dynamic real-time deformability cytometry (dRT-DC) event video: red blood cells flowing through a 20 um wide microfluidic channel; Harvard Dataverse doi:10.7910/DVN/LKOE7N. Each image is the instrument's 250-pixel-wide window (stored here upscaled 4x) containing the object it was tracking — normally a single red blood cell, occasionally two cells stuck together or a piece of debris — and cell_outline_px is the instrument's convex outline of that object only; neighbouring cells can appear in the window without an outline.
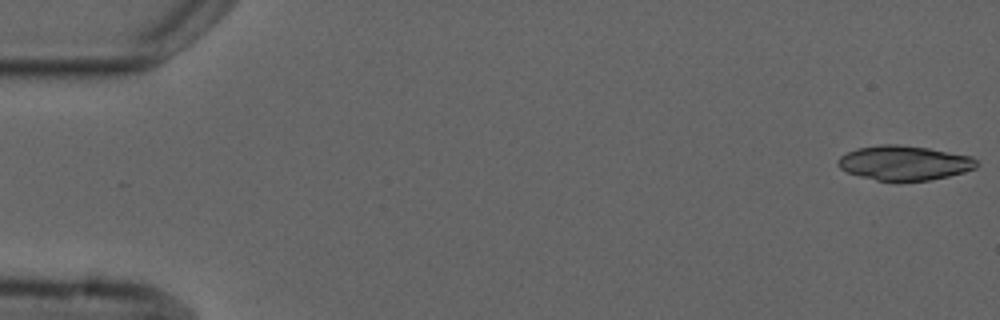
{"species": "common noctule bat (a hibernating species)", "species_latin": "Nyctalus noctula", "temperature_condition": "cold", "stored_images_in_passage": 6, "camera_frame_rate_fps": 3000, "um_per_image_px": 0.085, "animal": {"sex": "male", "forearm_length_mm": 52.5}, "frame": {"image": 1, "passage_image": 1, "time_ms": 0.0, "image_size_px": [1000, 320], "cell_outline_px": [[980, 164], [976, 168], [964, 172], [948, 176], [928, 180], [896, 184], [876, 180], [860, 176], [848, 172], [840, 168], [836, 164], [836, 160], [840, 156], [856, 148], [880, 144], [896, 144], [928, 148], [972, 156]], "centroid_in_image_um": [76.85, 13.87], "position_along_channel_um": 8.2, "area_um2": 28.61}}